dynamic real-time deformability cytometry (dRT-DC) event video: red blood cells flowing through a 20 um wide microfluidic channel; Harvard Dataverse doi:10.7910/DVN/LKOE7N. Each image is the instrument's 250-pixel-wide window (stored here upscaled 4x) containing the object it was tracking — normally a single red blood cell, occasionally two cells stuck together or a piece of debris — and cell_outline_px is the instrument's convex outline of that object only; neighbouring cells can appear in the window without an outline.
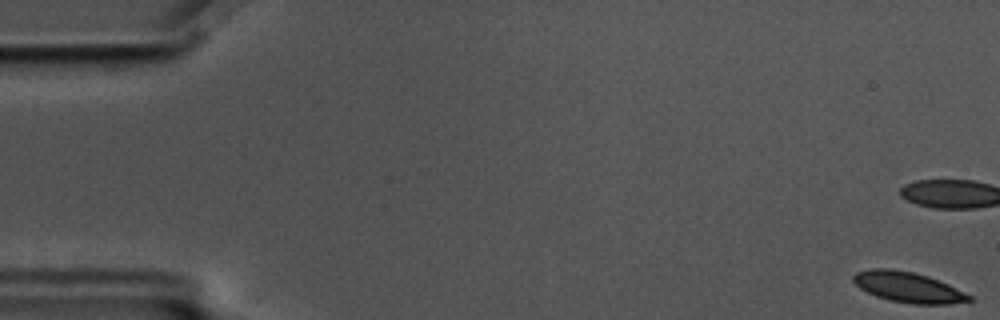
{"species": "common noctule bat (a hibernating species)", "species_latin": "Nyctalus noctula", "temperature_condition": "cold", "stored_images_in_passage": 58, "camera_frame_rate_fps": 3000, "um_per_image_px": 0.085, "animal": {"sex": "male", "body_mass_g": 17.5, "forearm_length_mm": 52.3}, "frame": {"image": 1, "passage_image": 1, "time_ms": 0.0, "image_size_px": [1000, 320], "cell_outline_px": [[972, 300], [948, 304], [912, 304], [888, 300], [876, 296], [860, 288], [852, 280], [852, 276], [856, 272], [868, 268], [892, 268], [912, 272], [928, 276], [948, 284], [972, 296]], "centroid_in_image_um": [77.15, 24.4], "position_along_channel_um": 7.8, "area_um2": 20.58}, "authors_computed_cell_mechanics": {"area_um2": 21.2704, "velocity_mm_per_s": 3.4411, "shape_relaxation_time_tau1_ms": 8.3672, "shape_relaxation_time_tau2_ms": 3.2087, "deformation_change_tau1": 0.1336, "deformation_change_tau2": 0.0844}}